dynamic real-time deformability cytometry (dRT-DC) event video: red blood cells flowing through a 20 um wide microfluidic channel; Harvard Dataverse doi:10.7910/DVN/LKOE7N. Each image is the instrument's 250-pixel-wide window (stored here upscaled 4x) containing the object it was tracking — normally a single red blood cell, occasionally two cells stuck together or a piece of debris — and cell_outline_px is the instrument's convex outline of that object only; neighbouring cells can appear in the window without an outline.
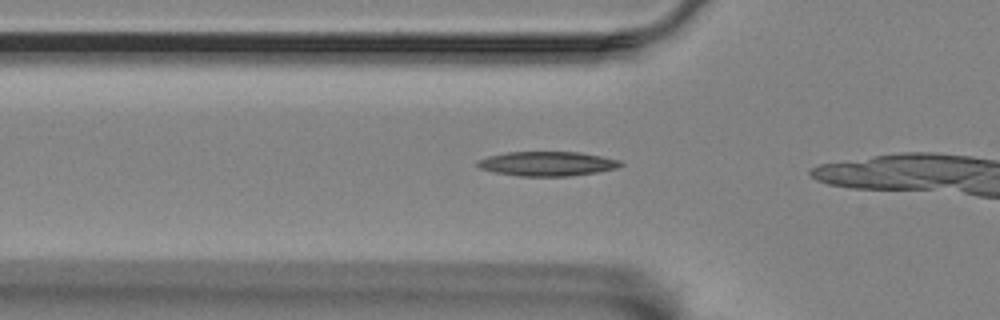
{"species": "Egyptian fruit bat (a non-hibernating species)", "species_latin": "Rousettus aegyptiacus", "temperature_condition": "room temperature", "stored_images_in_passage": 9, "camera_frame_rate_fps": 3000, "um_per_image_px": 0.085, "animal": {"sex": "female"}, "frame": {"image": 1, "passage_image": 3, "time_ms": 0.667, "image_size_px": [1000, 320], "cell_outline_px": [[624, 164], [616, 168], [596, 172], [568, 176], [520, 176], [492, 172], [480, 168], [476, 164], [476, 160], [488, 156], [508, 152], [580, 152], [620, 160]], "centroid_in_image_um": [46.48, 13.91], "position_along_channel_um": 79.3, "area_um2": 20.35}}
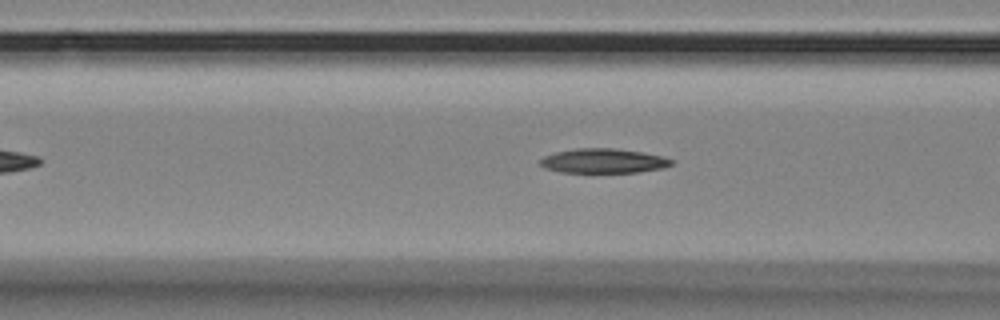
{"frame": {"image": 2, "passage_image": 6, "time_ms": 1.667, "image_size_px": [1000, 320], "cell_outline_px": [[676, 164], [664, 168], [640, 172], [560, 172], [544, 168], [540, 164], [540, 160], [544, 156], [556, 152], [576, 148], [612, 148], [640, 152], [660, 156], [676, 160]], "centroid_in_image_um": [51.33, 13.68], "position_along_channel_um": 115.3, "area_um2": 18.79}}